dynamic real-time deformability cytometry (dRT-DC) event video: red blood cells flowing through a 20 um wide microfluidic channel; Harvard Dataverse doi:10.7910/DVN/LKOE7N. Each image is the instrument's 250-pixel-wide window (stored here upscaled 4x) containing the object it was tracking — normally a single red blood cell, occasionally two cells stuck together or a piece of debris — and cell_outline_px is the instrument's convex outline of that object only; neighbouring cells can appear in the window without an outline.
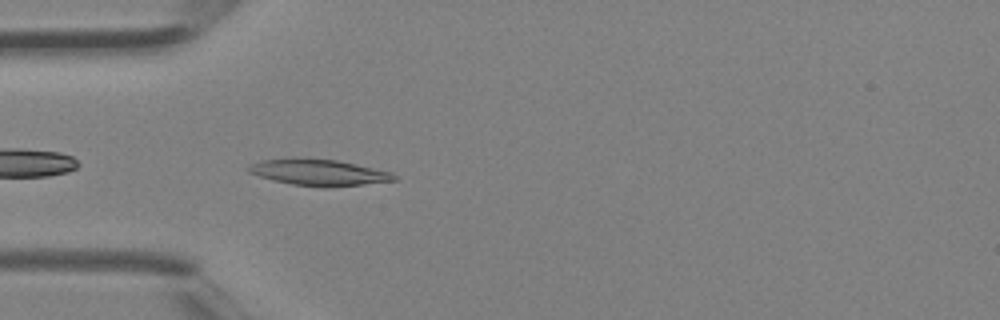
{"species": "Egyptian fruit bat (a non-hibernating species)", "species_latin": "Rousettus aegyptiacus", "temperature_condition": "room temperature", "stored_images_in_passage": 3, "camera_frame_rate_fps": 3000, "um_per_image_px": 0.085, "animal": {"sex": "female"}, "frame": {"image": 1, "passage_image": 3, "time_ms": 0.667, "image_size_px": [1000, 320], "cell_outline_px": [[396, 180], [364, 184], [324, 188], [292, 184], [272, 180], [248, 172], [248, 164], [260, 160], [336, 160], [392, 172], [396, 176]], "centroid_in_image_um": [27.11, 14.69], "position_along_channel_um": 57.9, "area_um2": 21.56}}